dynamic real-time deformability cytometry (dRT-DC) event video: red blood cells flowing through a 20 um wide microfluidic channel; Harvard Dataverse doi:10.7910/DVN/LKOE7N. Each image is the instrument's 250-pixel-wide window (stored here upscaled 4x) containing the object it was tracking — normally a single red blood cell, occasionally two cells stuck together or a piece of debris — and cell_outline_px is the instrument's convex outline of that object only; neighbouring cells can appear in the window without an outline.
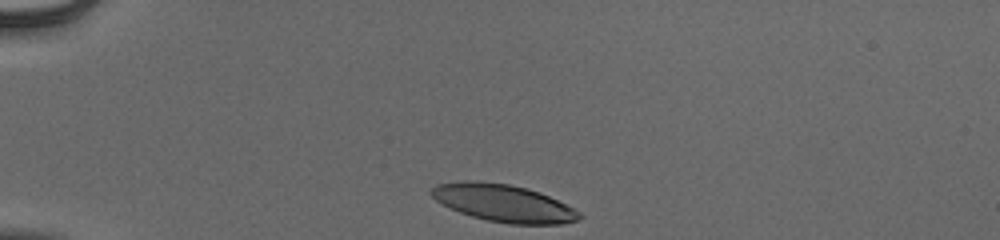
{"species": "human", "species_latin": "Homo sapiens", "temperature_condition": "cold", "stored_images_in_passage": 34, "camera_frame_rate_fps": 3000, "um_per_image_px": 0.085, "donor": {"sex": "male"}, "frame": {"image": 1, "passage_image": 1, "time_ms": 0.0, "image_size_px": [1000, 240], "cell_outline_px": [[584, 216], [580, 220], [560, 224], [508, 224], [488, 220], [472, 216], [460, 212], [436, 200], [432, 196], [432, 188], [436, 184], [464, 180], [476, 180], [508, 184], [524, 188], [548, 196], [580, 212]], "centroid_in_image_um": [42.8, 17.27], "position_along_channel_um": 42.2, "area_um2": 31.79}}
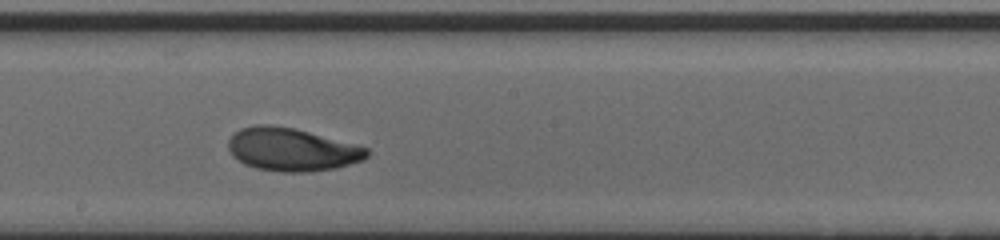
{"frame": {"image": 2, "passage_image": 19, "time_ms": 6.0, "image_size_px": [1000, 240], "cell_outline_px": [[368, 156], [364, 160], [336, 168], [308, 172], [280, 172], [256, 168], [244, 164], [232, 156], [228, 148], [228, 140], [240, 128], [256, 124], [268, 124], [292, 128], [356, 144], [368, 148]], "centroid_in_image_um": [24.79, 12.72], "position_along_channel_um": 223.4, "area_um2": 34.74}}
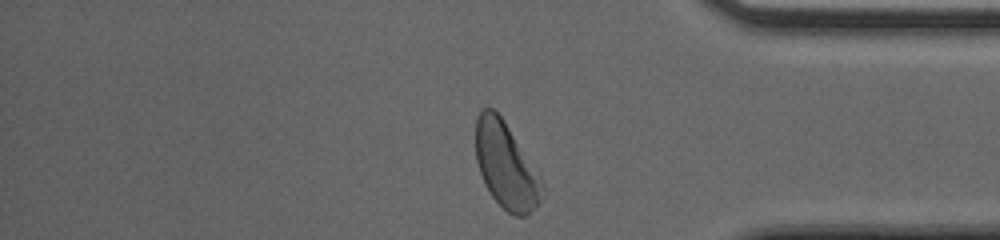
{"frame": {"image": 3, "passage_image": 33, "time_ms": 10.667, "image_size_px": [1000, 240], "cell_outline_px": [[544, 188], [540, 200], [528, 216], [516, 216], [508, 212], [492, 196], [484, 184], [476, 160], [476, 116], [484, 108], [492, 108], [500, 116], [540, 176], [544, 184]], "centroid_in_image_um": [43.0, 14.1], "position_along_channel_um": 392.2, "area_um2": 32.66}, "authors_computed_cell_mechanics": {"area_um2": 33.524, "velocity_mm_per_s": 3.8671, "shape_relaxation_time_tau1_ms": 2.9356, "shape_relaxation_time_tau2_ms": 2.1036, "deformation_change_tau1": 0.1685, "deformation_change_tau2": 0.079}}